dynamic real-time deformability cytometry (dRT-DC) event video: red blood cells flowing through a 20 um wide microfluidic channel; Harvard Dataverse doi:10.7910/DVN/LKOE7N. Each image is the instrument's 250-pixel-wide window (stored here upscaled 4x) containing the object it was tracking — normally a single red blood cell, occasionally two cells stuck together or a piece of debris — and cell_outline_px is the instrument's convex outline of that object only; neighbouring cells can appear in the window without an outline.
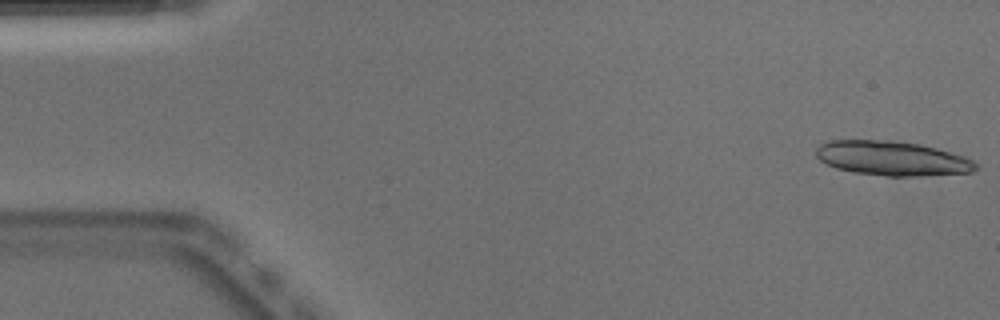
{"species": "Egyptian fruit bat (a non-hibernating species)", "species_latin": "Rousettus aegyptiacus", "temperature_condition": "warm", "stored_images_in_passage": 19, "camera_frame_rate_fps": 3000, "um_per_image_px": 0.085, "animal": {"sex": "male"}, "frame": {"image": 1, "passage_image": 1, "time_ms": 0.0, "image_size_px": [1000, 320], "cell_outline_px": [[980, 168], [972, 172], [924, 176], [888, 176], [856, 172], [836, 168], [820, 160], [816, 156], [816, 148], [820, 144], [828, 140], [892, 140], [920, 144], [936, 148], [964, 156], [980, 164]], "centroid_in_image_um": [75.87, 13.46], "position_along_channel_um": 9.1, "area_um2": 32.25}}
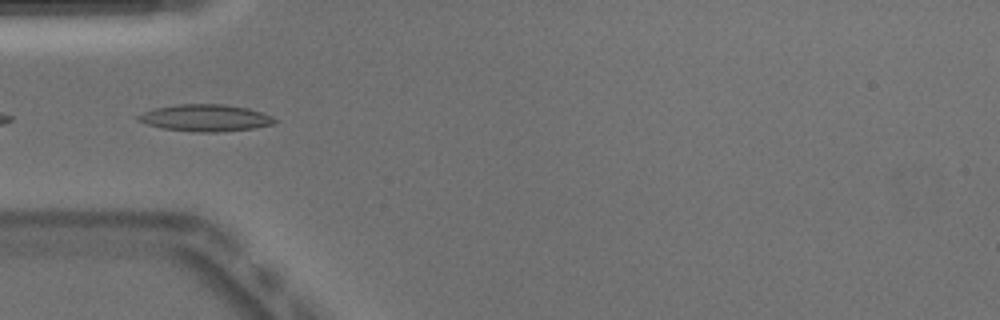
{"frame": {"image": 2, "passage_image": 16, "time_ms": 5.0, "image_size_px": [1000, 320], "cell_outline_px": [[276, 120], [272, 124], [252, 128], [216, 132], [200, 132], [160, 128], [136, 120], [136, 116], [144, 112], [156, 108], [180, 104], [224, 104], [248, 108], [272, 116]], "centroid_in_image_um": [17.43, 10.02], "position_along_channel_um": 67.6, "area_um2": 21.1}}